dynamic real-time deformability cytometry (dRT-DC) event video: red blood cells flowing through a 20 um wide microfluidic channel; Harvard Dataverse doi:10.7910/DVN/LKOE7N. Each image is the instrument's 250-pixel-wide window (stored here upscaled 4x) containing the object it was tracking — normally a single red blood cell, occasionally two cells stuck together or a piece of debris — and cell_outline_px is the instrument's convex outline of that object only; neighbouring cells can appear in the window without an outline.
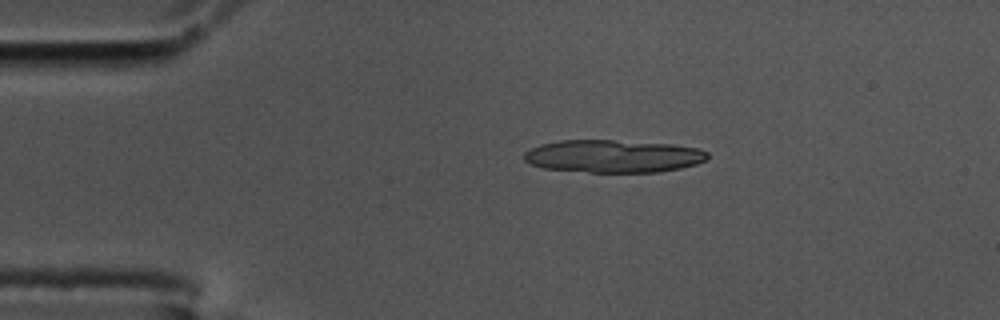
{"species": "common noctule bat (a hibernating species)", "species_latin": "Nyctalus noctula", "temperature_condition": "cold", "stored_images_in_passage": 46, "segment_of_instrument_passage": [1, 2], "camera_frame_rate_fps": 3000, "um_per_image_px": 0.085, "animal": {"sex": "male", "body_mass_g": 17.5, "forearm_length_mm": 52.3}, "frame": {"image": 1, "passage_image": 1, "time_ms": 0.0, "image_size_px": [1000, 320], "cell_outline_px": [[708, 160], [696, 164], [680, 168], [660, 172], [588, 172], [544, 168], [528, 164], [524, 160], [524, 152], [540, 144], [560, 140], [612, 140], [672, 144], [700, 148], [708, 152]], "centroid_in_image_um": [52.13, 13.27], "position_along_channel_um": 32.9, "area_um2": 35.2}}